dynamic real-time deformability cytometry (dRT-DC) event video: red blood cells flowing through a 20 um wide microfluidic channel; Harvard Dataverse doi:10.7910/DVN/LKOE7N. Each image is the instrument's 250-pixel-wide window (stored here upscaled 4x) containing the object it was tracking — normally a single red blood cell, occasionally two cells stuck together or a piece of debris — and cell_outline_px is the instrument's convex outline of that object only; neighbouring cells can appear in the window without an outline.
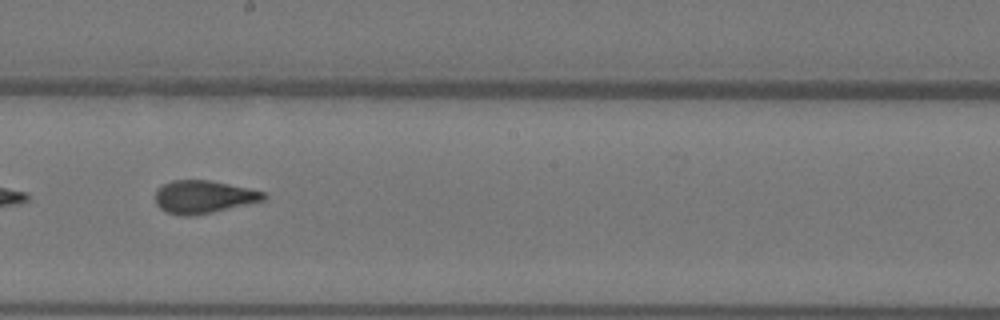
{"species": "Egyptian fruit bat (a non-hibernating species)", "species_latin": "Rousettus aegyptiacus", "temperature_condition": "warm", "stored_images_in_passage": 11, "camera_frame_rate_fps": 3000, "um_per_image_px": 0.085, "animal": {"sex": "female"}, "frame": {"image": 1, "passage_image": 5, "time_ms": 1.333, "image_size_px": [1000, 320], "cell_outline_px": [[268, 196], [264, 200], [212, 212], [192, 216], [184, 216], [168, 212], [160, 208], [156, 204], [156, 188], [172, 180], [208, 180], [248, 188], [264, 192]], "centroid_in_image_um": [17.28, 16.73], "position_along_channel_um": 230.9, "area_um2": 20.52}}
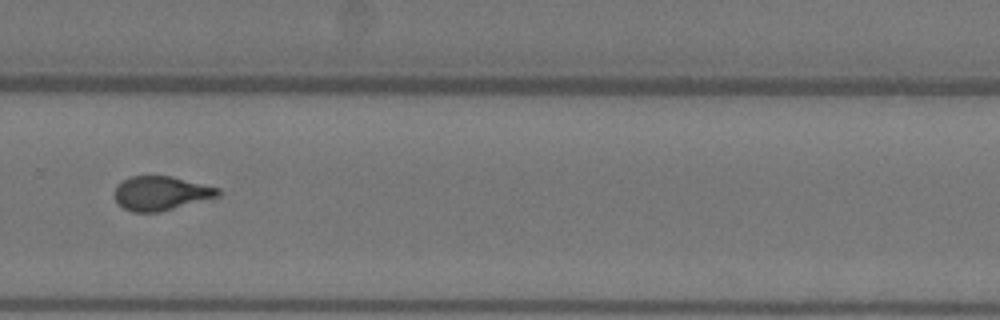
{"frame": {"image": 2, "passage_image": 7, "time_ms": 2.0, "image_size_px": [1000, 320], "cell_outline_px": [[220, 196], [160, 212], [132, 212], [124, 208], [116, 200], [116, 184], [132, 176], [172, 176], [220, 188]], "centroid_in_image_um": [13.71, 16.42], "position_along_channel_um": 316.1, "area_um2": 20.46}}
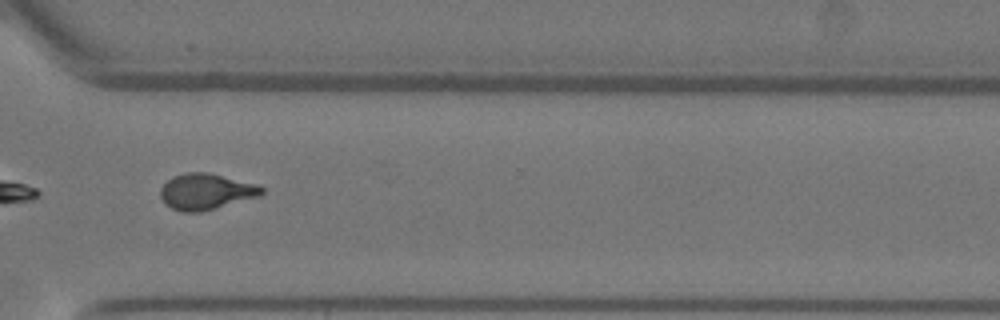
{"frame": {"image": 3, "passage_image": 8, "time_ms": 2.333, "image_size_px": [1000, 320], "cell_outline_px": [[264, 192], [260, 196], [200, 212], [180, 212], [164, 204], [160, 196], [160, 188], [172, 176], [184, 172], [208, 172], [256, 184], [264, 188]], "centroid_in_image_um": [17.48, 16.28], "position_along_channel_um": 353.1, "area_um2": 21.33}}